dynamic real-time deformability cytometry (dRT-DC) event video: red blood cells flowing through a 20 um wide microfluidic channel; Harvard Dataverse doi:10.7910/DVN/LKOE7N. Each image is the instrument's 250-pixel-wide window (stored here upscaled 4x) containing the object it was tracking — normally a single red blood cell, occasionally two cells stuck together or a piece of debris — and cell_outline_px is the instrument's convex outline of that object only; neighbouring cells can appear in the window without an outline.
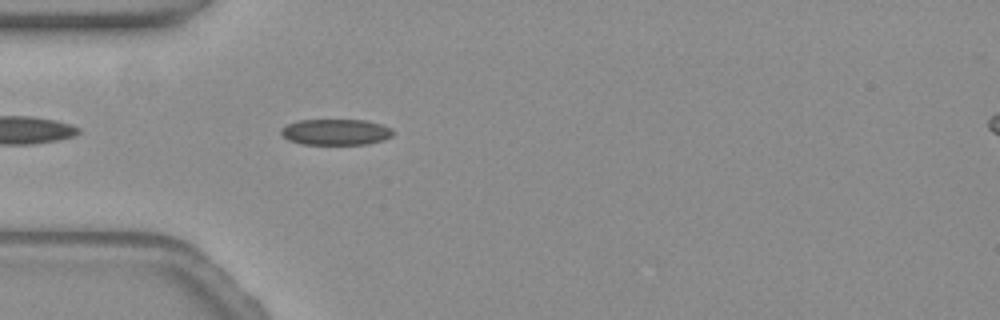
{"species": "common noctule bat (a hibernating species)", "species_latin": "Nyctalus noctula", "temperature_condition": "warm", "stored_images_in_passage": 6, "camera_frame_rate_fps": 3000, "um_per_image_px": 0.085, "animal": {"sex": "female", "body_mass_g": 19.3, "forearm_length_mm": 54.1}, "frame": {"image": 1, "passage_image": 4, "time_ms": 1.0, "image_size_px": [1000, 320], "cell_outline_px": [[396, 132], [392, 136], [368, 144], [300, 144], [288, 140], [280, 132], [280, 128], [296, 120], [364, 120], [380, 124], [392, 128]], "centroid_in_image_um": [28.53, 11.22], "position_along_channel_um": 56.5, "area_um2": 16.99}}